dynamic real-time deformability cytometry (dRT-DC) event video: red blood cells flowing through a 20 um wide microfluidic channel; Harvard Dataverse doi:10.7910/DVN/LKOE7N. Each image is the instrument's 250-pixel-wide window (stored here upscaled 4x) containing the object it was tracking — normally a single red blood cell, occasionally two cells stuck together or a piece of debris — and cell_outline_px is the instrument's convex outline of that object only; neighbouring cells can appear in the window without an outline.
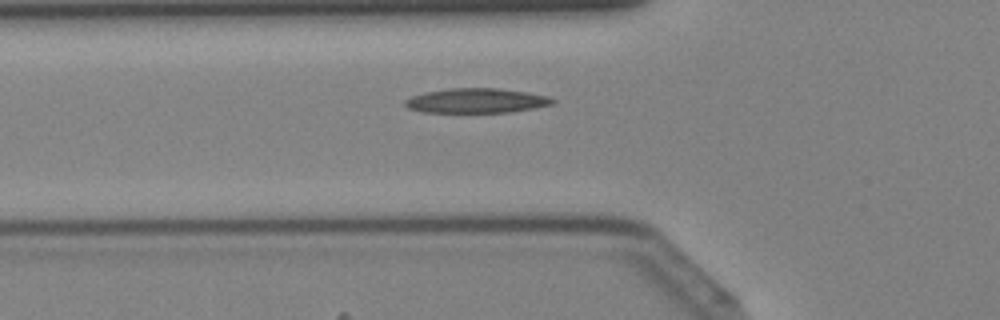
{"species": "Egyptian fruit bat (a non-hibernating species)", "species_latin": "Rousettus aegyptiacus", "temperature_condition": "cold", "stored_images_in_passage": 31, "camera_frame_rate_fps": 3000, "um_per_image_px": 0.085, "animal": {"sex": "female"}, "frame": {"image": 1, "passage_image": 3, "time_ms": 0.667, "image_size_px": [1000, 320], "cell_outline_px": [[556, 100], [552, 104], [532, 108], [508, 112], [424, 112], [408, 108], [404, 104], [404, 100], [412, 96], [428, 92], [448, 88], [500, 88], [548, 96]], "centroid_in_image_um": [40.48, 8.55], "position_along_channel_um": 85.3, "area_um2": 20.92}}
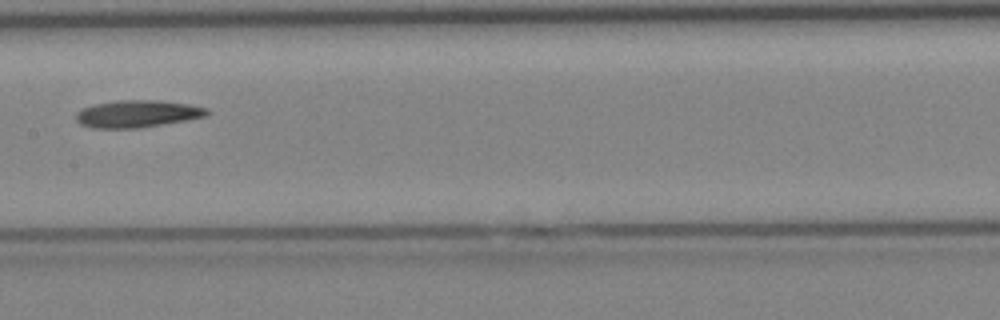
{"frame": {"image": 2, "passage_image": 10, "time_ms": 3.0, "image_size_px": [1000, 320], "cell_outline_px": [[208, 116], [188, 120], [136, 128], [92, 128], [80, 124], [76, 120], [76, 112], [80, 108], [92, 104], [120, 100], [160, 100], [188, 104], [208, 108]], "centroid_in_image_um": [11.65, 9.67], "position_along_channel_um": 195.8, "area_um2": 20.92}}
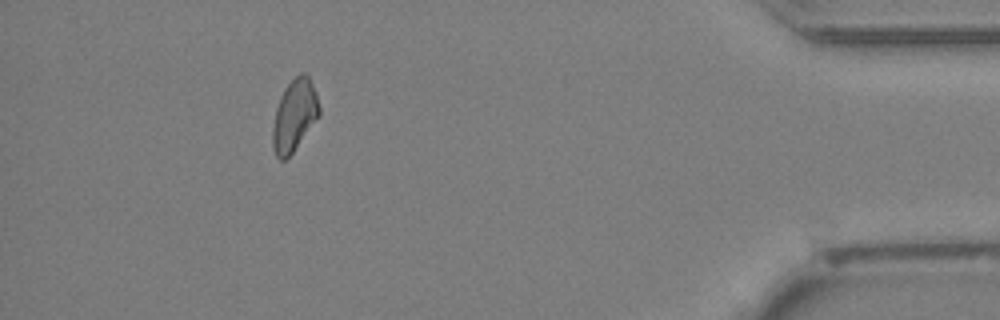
{"frame": {"image": 3, "passage_image": 27, "time_ms": 8.667, "image_size_px": [1000, 320], "cell_outline_px": [[320, 116], [292, 152], [284, 160], [280, 160], [276, 156], [272, 144], [272, 128], [276, 108], [280, 96], [284, 88], [300, 72], [304, 72], [308, 76], [316, 92], [320, 108]], "centroid_in_image_um": [25.02, 9.79], "position_along_channel_um": 410.2, "area_um2": 19.42}}